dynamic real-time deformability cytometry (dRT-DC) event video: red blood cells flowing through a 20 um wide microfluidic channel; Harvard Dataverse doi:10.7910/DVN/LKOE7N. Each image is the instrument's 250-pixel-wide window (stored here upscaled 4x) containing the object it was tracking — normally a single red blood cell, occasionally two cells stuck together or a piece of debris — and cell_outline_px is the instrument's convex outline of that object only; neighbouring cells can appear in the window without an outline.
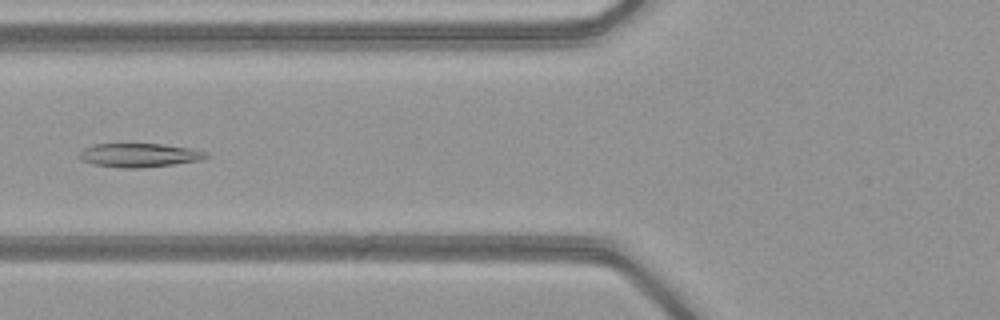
{"species": "common noctule bat (a hibernating species)", "species_latin": "Nyctalus noctula", "temperature_condition": "warm", "stored_images_in_passage": 51, "camera_frame_rate_fps": 3000, "um_per_image_px": 0.085, "animal": {"sex": "female", "body_mass_g": 21.9}, "frame": {"image": 1, "passage_image": 21, "time_ms": 6.667, "image_size_px": [1000, 320], "cell_outline_px": [[212, 156], [200, 160], [172, 164], [140, 168], [124, 168], [92, 164], [80, 160], [76, 156], [84, 148], [92, 144], [164, 144], [192, 148], [208, 152]], "centroid_in_image_um": [11.84, 13.18], "position_along_channel_um": 114.0, "area_um2": 17.8}}
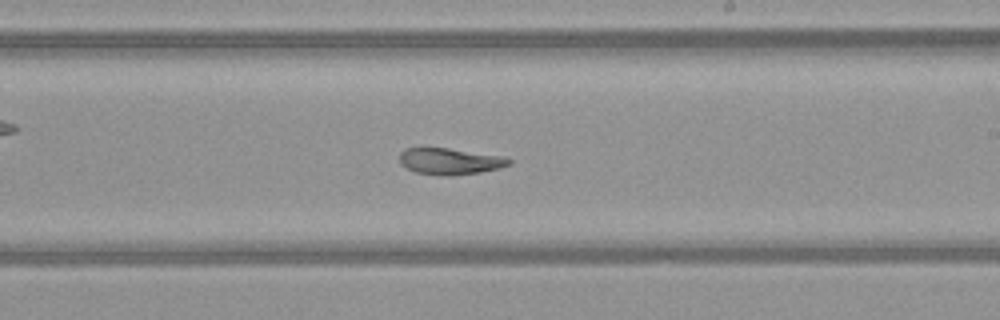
{"frame": {"image": 2, "passage_image": 31, "time_ms": 10.0, "image_size_px": [1000, 320], "cell_outline_px": [[512, 164], [500, 168], [480, 172], [452, 176], [448, 176], [416, 172], [400, 164], [400, 152], [404, 148], [448, 148], [504, 156], [512, 160]], "centroid_in_image_um": [38.28, 13.71], "position_along_channel_um": 250.7, "area_um2": 16.88}}
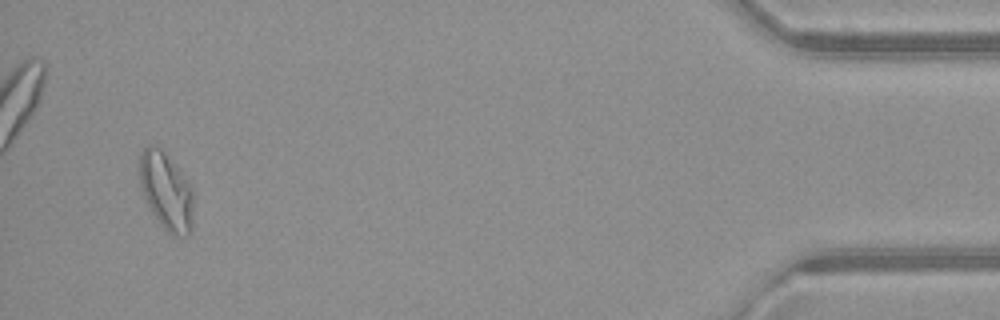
{"frame": {"image": 3, "passage_image": 49, "time_ms": 16.0, "image_size_px": [1000, 320], "cell_outline_px": [[192, 232], [188, 236], [172, 236], [160, 224], [152, 212], [144, 196], [140, 184], [140, 152], [148, 144], [152, 144], [160, 148], [176, 164], [188, 184], [192, 192]], "centroid_in_image_um": [14.12, 16.26], "position_along_channel_um": 421.1, "area_um2": 24.16}, "authors_computed_cell_mechanics": {"area_um2": 20.519, "velocity_mm_per_s": 4.1059, "shape_relaxation_time_tau1_ms": 8.4298, "shape_relaxation_time_tau2_ms": 4.7958, "deformation_change_tau1": 0.2071, "deformation_change_tau2": 0.0834}}